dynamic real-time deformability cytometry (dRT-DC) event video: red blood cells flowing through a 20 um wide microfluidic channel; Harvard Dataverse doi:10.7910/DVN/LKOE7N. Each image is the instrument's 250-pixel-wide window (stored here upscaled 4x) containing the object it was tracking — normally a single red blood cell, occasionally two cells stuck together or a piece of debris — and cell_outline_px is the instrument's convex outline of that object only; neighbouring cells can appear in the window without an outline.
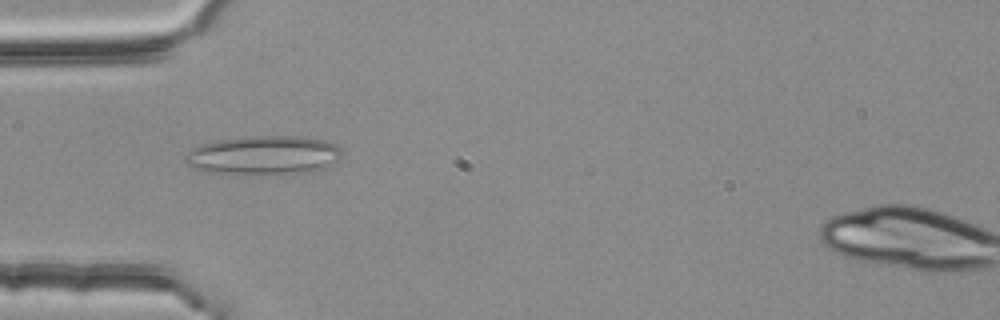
{"species": "common noctule bat (a hibernating species)", "species_latin": "Nyctalus noctula", "temperature_condition": "room temperature", "stored_images_in_passage": 2, "camera_frame_rate_fps": 3000, "um_per_image_px": 0.085, "animal": {"sex": "female", "body_mass_g": 25.1}, "frame": {"image": 1, "passage_image": 1, "time_ms": 0.0, "image_size_px": [1000, 320], "cell_outline_px": [[340, 156], [336, 160], [324, 168], [304, 172], [208, 172], [196, 168], [188, 164], [184, 160], [184, 156], [192, 148], [204, 144], [220, 140], [252, 136], [300, 136], [324, 140], [336, 144], [340, 148]], "centroid_in_image_um": [22.42, 13.15], "position_along_channel_um": 62.6, "area_um2": 34.28}}